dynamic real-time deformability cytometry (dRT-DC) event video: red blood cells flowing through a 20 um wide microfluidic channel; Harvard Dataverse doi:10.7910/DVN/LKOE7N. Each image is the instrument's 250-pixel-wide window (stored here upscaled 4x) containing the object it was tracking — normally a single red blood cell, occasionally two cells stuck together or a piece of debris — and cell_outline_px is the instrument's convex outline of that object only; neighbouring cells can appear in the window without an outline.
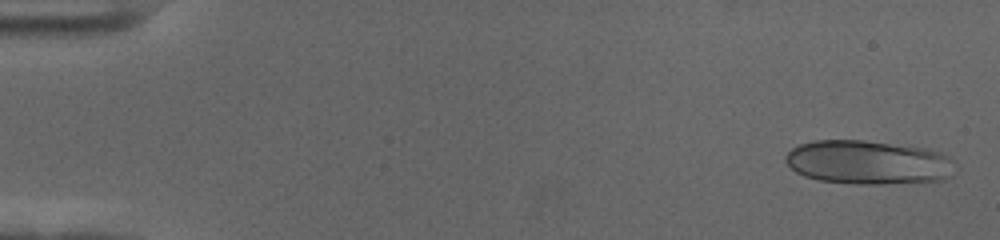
{"species": "human", "species_latin": "Homo sapiens", "temperature_condition": "cold", "stored_images_in_passage": 57, "camera_frame_rate_fps": 3000, "um_per_image_px": 0.085, "donor": {"sex": "female"}, "frame": {"image": 1, "passage_image": 2, "time_ms": 0.333, "image_size_px": [1000, 240], "cell_outline_px": [[952, 176], [944, 180], [876, 184], [856, 184], [820, 180], [804, 176], [796, 172], [784, 160], [788, 152], [792, 148], [800, 144], [816, 140], [864, 140], [928, 148], [948, 156], [952, 160]], "centroid_in_image_um": [73.79, 13.79], "position_along_channel_um": 11.2, "area_um2": 43.29}}
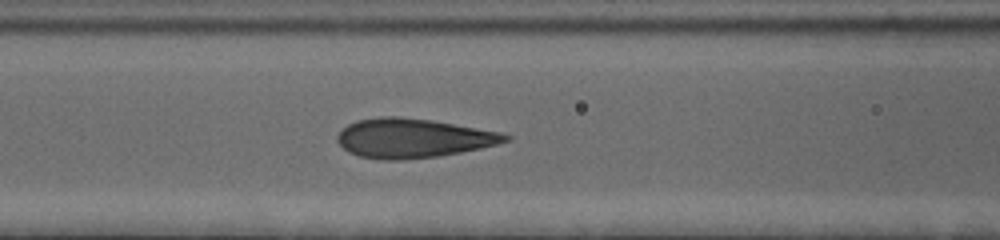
{"frame": {"image": 2, "passage_image": 24, "time_ms": 7.667, "image_size_px": [1000, 240], "cell_outline_px": [[512, 136], [508, 140], [496, 144], [480, 148], [440, 156], [404, 160], [384, 160], [360, 156], [348, 152], [336, 140], [336, 136], [348, 124], [356, 120], [380, 116], [396, 116], [428, 120], [500, 132]], "centroid_in_image_um": [35.05, 11.75], "position_along_channel_um": 131.5, "area_um2": 38.09}}
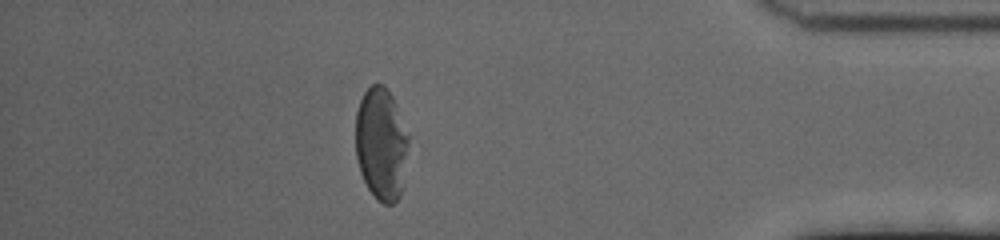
{"frame": {"image": 3, "passage_image": 50, "time_ms": 16.333, "image_size_px": [1000, 240], "cell_outline_px": [[408, 144], [400, 196], [392, 204], [384, 204], [376, 200], [368, 188], [360, 172], [356, 156], [356, 112], [360, 100], [364, 92], [372, 84], [384, 84], [392, 96], [408, 136]], "centroid_in_image_um": [32.38, 12.23], "position_along_channel_um": 402.8, "area_um2": 34.39}, "authors_computed_cell_mechanics": {"area_um2": 37.9168, "velocity_mm_per_s": 3.5373, "shape_relaxation_time_tau1_ms": 4.3205, "shape_relaxation_time_tau2_ms": null, "deformation_change_tau1": 0.1763, "deformation_change_tau2": null}}